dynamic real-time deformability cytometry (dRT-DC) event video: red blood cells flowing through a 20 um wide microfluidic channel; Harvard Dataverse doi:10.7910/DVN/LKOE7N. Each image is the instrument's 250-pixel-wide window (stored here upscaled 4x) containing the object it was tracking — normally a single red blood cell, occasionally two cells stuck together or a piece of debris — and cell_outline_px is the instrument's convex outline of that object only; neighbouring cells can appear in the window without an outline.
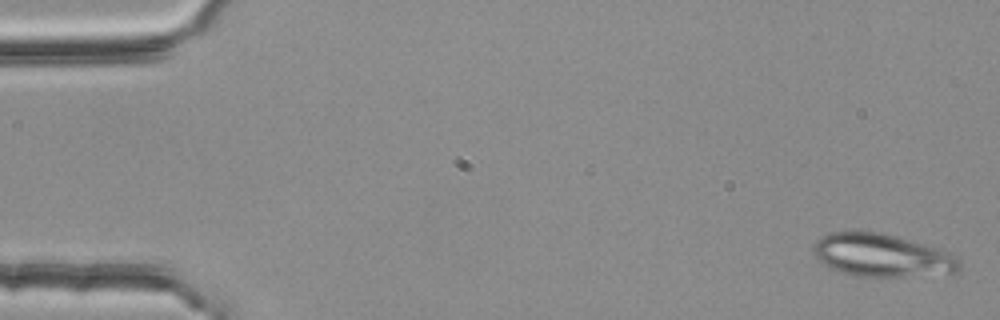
{"species": "common noctule bat (a hibernating species)", "species_latin": "Nyctalus noctula", "temperature_condition": "room temperature", "stored_images_in_passage": 5, "camera_frame_rate_fps": 3000, "um_per_image_px": 0.085, "animal": {"sex": "female", "body_mass_g": 25.1}, "frame": {"image": 1, "passage_image": 1, "time_ms": 0.0, "image_size_px": [1000, 320], "cell_outline_px": [[960, 268], [956, 272], [904, 276], [856, 276], [828, 268], [816, 256], [812, 248], [816, 240], [832, 232], [884, 232], [940, 248], [956, 256], [960, 260]], "centroid_in_image_um": [74.98, 21.69], "position_along_channel_um": 10.0, "area_um2": 36.3}}